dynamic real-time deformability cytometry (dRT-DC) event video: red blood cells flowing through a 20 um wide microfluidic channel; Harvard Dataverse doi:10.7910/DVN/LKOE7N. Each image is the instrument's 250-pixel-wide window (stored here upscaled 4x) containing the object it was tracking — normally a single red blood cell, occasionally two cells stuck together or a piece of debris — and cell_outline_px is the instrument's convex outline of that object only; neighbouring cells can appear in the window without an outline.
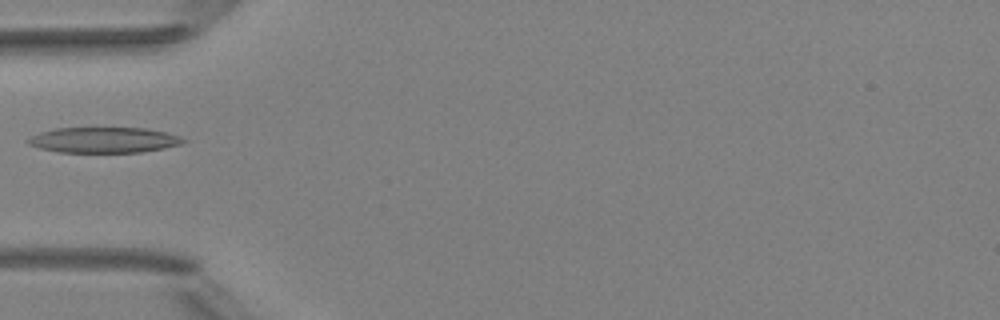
{"species": "Egyptian fruit bat (a non-hibernating species)", "species_latin": "Rousettus aegyptiacus", "temperature_condition": "room temperature", "stored_images_in_passage": 5, "camera_frame_rate_fps": 3000, "um_per_image_px": 0.085, "animal": {"sex": "female"}, "frame": {"image": 1, "passage_image": 5, "time_ms": 4.667, "image_size_px": [1000, 320], "cell_outline_px": [[188, 140], [180, 144], [164, 148], [140, 152], [60, 152], [40, 148], [28, 144], [24, 140], [40, 132], [52, 128], [148, 128], [168, 132]], "centroid_in_image_um": [8.82, 11.89], "position_along_channel_um": 76.2, "area_um2": 23.18}}